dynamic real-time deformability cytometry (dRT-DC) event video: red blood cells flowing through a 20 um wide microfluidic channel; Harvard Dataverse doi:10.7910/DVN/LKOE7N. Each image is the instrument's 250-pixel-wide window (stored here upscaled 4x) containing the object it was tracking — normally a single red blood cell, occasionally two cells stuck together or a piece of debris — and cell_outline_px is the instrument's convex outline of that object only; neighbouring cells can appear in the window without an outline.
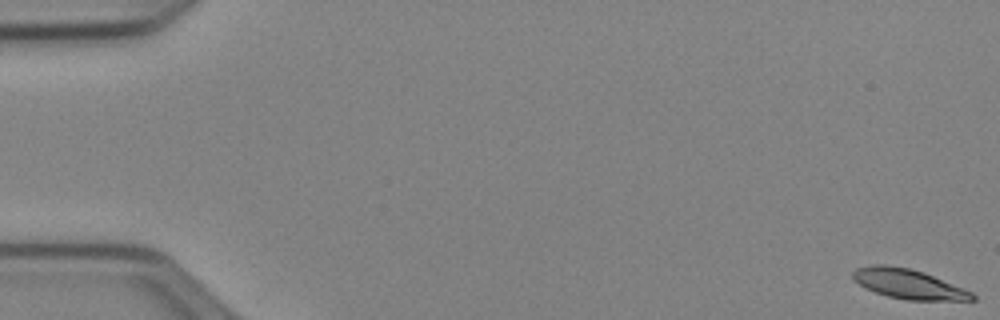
{"species": "Egyptian fruit bat (a non-hibernating species)", "species_latin": "Rousettus aegyptiacus", "temperature_condition": "cold", "stored_images_in_passage": 53, "camera_frame_rate_fps": 3000, "um_per_image_px": 0.085, "animal": {"sex": "female"}, "frame": {"image": 1, "passage_image": 1, "time_ms": 0.0, "image_size_px": [1000, 320], "cell_outline_px": [[976, 300], [908, 300], [888, 296], [876, 292], [860, 284], [852, 276], [852, 272], [856, 268], [872, 264], [888, 264], [908, 268], [924, 272], [972, 292], [976, 296]], "centroid_in_image_um": [77.22, 24.12], "position_along_channel_um": 7.8, "area_um2": 20.4}}
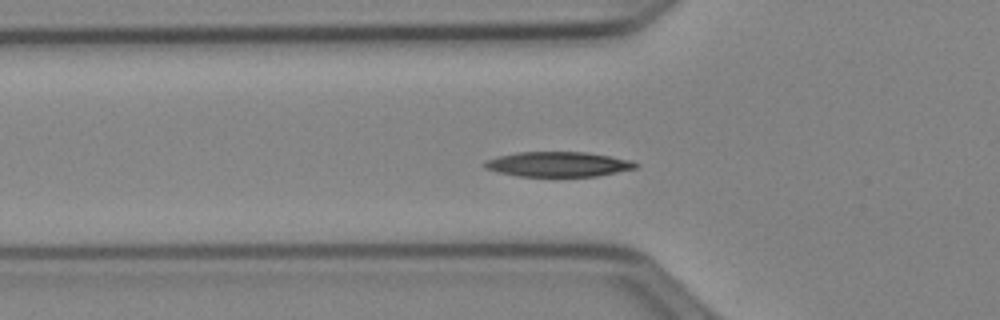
{"frame": {"image": 2, "passage_image": 19, "time_ms": 6.0, "image_size_px": [1000, 320], "cell_outline_px": [[640, 164], [636, 168], [596, 176], [516, 176], [496, 172], [484, 168], [484, 160], [496, 156], [516, 152], [588, 152], [632, 160]], "centroid_in_image_um": [47.4, 13.95], "position_along_channel_um": 78.4, "area_um2": 22.14}}
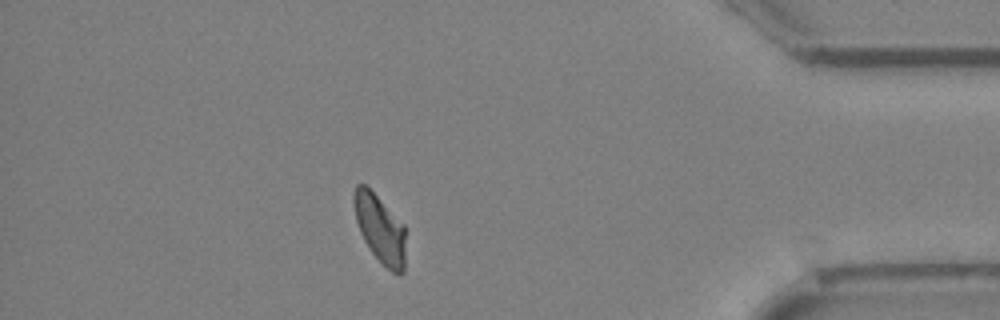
{"frame": {"image": 3, "passage_image": 47, "time_ms": 15.333, "image_size_px": [1000, 320], "cell_outline_px": [[404, 272], [400, 276], [392, 272], [372, 252], [364, 240], [360, 232], [356, 220], [352, 200], [352, 196], [356, 184], [364, 184], [404, 224]], "centroid_in_image_um": [32.28, 19.44], "position_along_channel_um": 402.9, "area_um2": 20.17}, "authors_computed_cell_mechanics": {"area_um2": 21.097, "velocity_mm_per_s": 3.8896, "shape_relaxation_time_tau1_ms": 4.1818, "shape_relaxation_time_tau2_ms": null, "deformation_change_tau1": 0.1409, "deformation_change_tau2": null}}